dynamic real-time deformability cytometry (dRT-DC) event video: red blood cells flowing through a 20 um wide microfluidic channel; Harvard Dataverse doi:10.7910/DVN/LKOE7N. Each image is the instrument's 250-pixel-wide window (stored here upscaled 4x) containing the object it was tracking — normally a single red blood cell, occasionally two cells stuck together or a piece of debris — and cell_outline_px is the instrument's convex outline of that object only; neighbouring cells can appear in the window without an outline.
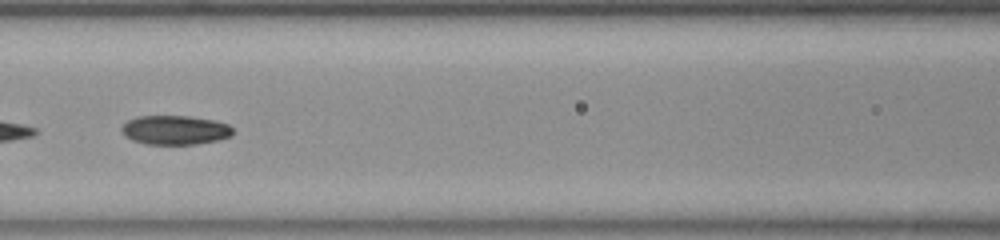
{"species": "common noctule bat (a hibernating species)", "species_latin": "Nyctalus noctula", "temperature_condition": "room temperature", "stored_images_in_passage": 32, "camera_frame_rate_fps": 3000, "um_per_image_px": 0.085, "animal": {"sex": "female", "body_mass_g": 23.0, "forearm_length_mm": 53.4}, "frame": {"image": 1, "passage_image": 24, "time_ms": 7.667, "image_size_px": [1000, 240], "cell_outline_px": [[232, 132], [228, 136], [216, 140], [196, 144], [148, 144], [132, 140], [124, 132], [124, 124], [128, 120], [136, 116], [188, 116], [216, 120], [228, 124], [232, 128]], "centroid_in_image_um": [14.9, 11.04], "position_along_channel_um": 151.7, "area_um2": 18.55}}
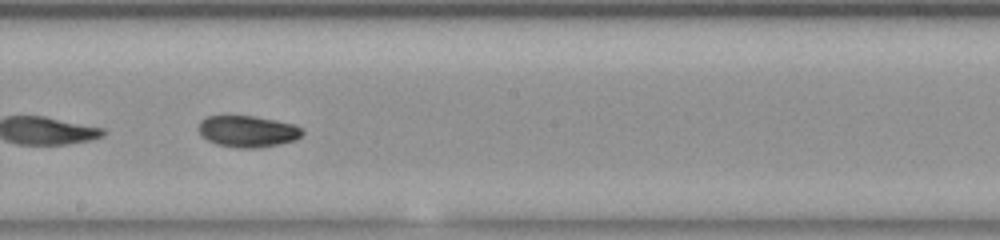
{"frame": {"image": 2, "passage_image": 30, "time_ms": 9.667, "image_size_px": [1000, 240], "cell_outline_px": [[304, 132], [296, 140], [260, 148], [240, 148], [216, 144], [208, 140], [200, 132], [200, 120], [208, 116], [252, 116], [276, 120], [296, 124]], "centroid_in_image_um": [21.09, 11.16], "position_along_channel_um": 227.1, "area_um2": 18.9}}